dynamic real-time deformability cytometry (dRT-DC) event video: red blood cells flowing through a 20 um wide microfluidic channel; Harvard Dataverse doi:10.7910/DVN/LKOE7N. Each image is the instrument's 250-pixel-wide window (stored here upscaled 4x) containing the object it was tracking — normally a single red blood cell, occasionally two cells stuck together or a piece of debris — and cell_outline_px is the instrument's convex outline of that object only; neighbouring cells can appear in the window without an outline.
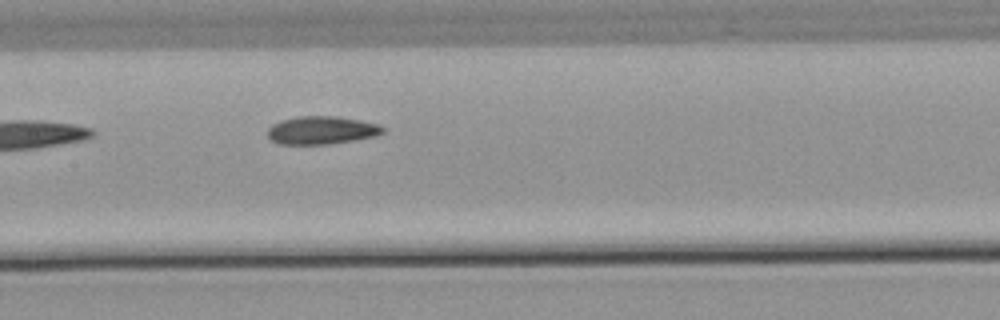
{"species": "common noctule bat (a hibernating species)", "species_latin": "Nyctalus noctula", "temperature_condition": "warm", "stored_images_in_passage": 5, "camera_frame_rate_fps": 3000, "um_per_image_px": 0.085, "animal": {"sex": "male", "body_mass_g": 21.5, "forearm_length_mm": 52.0}, "frame": {"image": 1, "passage_image": 5, "time_ms": 5.667, "image_size_px": [1000, 320], "cell_outline_px": [[384, 132], [376, 136], [328, 144], [276, 144], [268, 136], [268, 128], [272, 124], [280, 120], [296, 116], [336, 116], [360, 120], [376, 124], [384, 128]], "centroid_in_image_um": [27.29, 11.06], "position_along_channel_um": 180.1, "area_um2": 18.79}}